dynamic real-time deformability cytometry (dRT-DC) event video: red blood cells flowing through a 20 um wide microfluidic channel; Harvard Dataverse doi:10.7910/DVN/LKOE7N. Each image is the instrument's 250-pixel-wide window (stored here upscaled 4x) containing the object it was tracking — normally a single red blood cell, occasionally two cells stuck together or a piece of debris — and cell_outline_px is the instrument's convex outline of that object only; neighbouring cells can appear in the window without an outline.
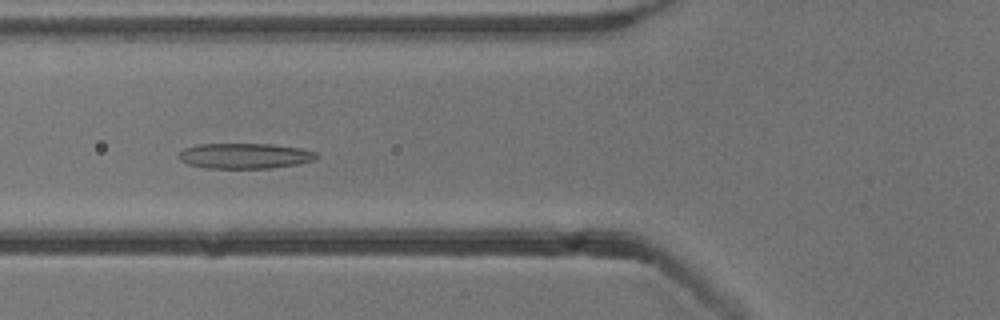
{"species": "common noctule bat (a hibernating species)", "species_latin": "Nyctalus noctula", "temperature_condition": "cold", "stored_images_in_passage": 48, "camera_frame_rate_fps": 3000, "um_per_image_px": 0.085, "animal": {"sex": "male", "body_mass_g": 13.3}, "frame": {"image": 1, "passage_image": 14, "time_ms": 4.333, "image_size_px": [1000, 320], "cell_outline_px": [[320, 156], [316, 160], [296, 164], [272, 168], [204, 168], [188, 164], [180, 160], [176, 156], [184, 148], [196, 144], [272, 144], [300, 148], [316, 152]], "centroid_in_image_um": [20.8, 13.25], "position_along_channel_um": 105.0, "area_um2": 20.58}}
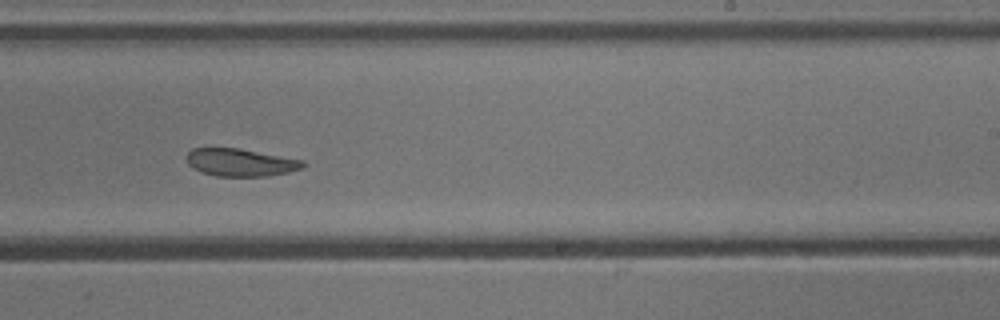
{"frame": {"image": 2, "passage_image": 27, "time_ms": 8.667, "image_size_px": [1000, 320], "cell_outline_px": [[308, 164], [304, 168], [288, 172], [268, 176], [216, 176], [200, 172], [192, 168], [188, 164], [188, 152], [192, 148], [236, 148], [304, 160]], "centroid_in_image_um": [20.47, 13.82], "position_along_channel_um": 268.5, "area_um2": 18.73}}
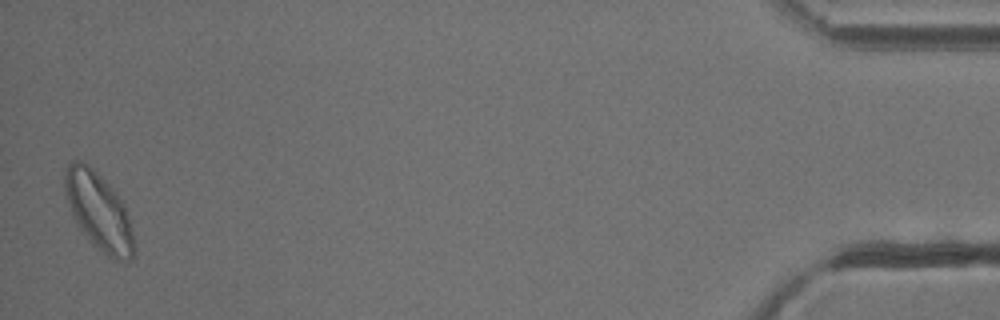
{"frame": {"image": 3, "passage_image": 47, "time_ms": 15.333, "image_size_px": [1000, 320], "cell_outline_px": [[136, 256], [132, 260], [116, 260], [100, 252], [92, 244], [76, 224], [72, 216], [64, 192], [64, 168], [72, 160], [80, 160], [92, 168], [116, 192], [124, 204], [128, 216], [136, 248]], "centroid_in_image_um": [8.39, 17.99], "position_along_channel_um": 426.8, "area_um2": 31.56}, "authors_computed_cell_mechanics": {"area_um2": 21.8484, "velocity_mm_per_s": 3.7671, "shape_relaxation_time_tau1_ms": null, "shape_relaxation_time_tau2_ms": 1.8331, "deformation_change_tau1": null, "deformation_change_tau2": 0.0853}}